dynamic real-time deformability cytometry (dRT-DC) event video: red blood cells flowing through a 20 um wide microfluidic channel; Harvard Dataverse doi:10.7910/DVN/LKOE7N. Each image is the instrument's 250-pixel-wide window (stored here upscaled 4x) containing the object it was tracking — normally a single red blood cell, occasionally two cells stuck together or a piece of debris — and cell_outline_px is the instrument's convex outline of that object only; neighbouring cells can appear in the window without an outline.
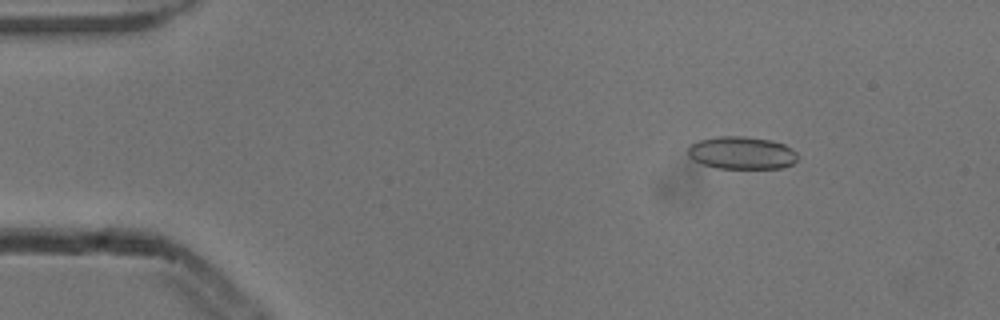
{"species": "common noctule bat (a hibernating species)", "species_latin": "Nyctalus noctula", "temperature_condition": "cold", "stored_images_in_passage": 5, "camera_frame_rate_fps": 3000, "um_per_image_px": 0.085, "animal": {"sex": "male", "body_mass_g": 13.3}, "frame": {"image": 1, "passage_image": 2, "time_ms": 0.333, "image_size_px": [1000, 320], "cell_outline_px": [[796, 160], [792, 164], [784, 168], [716, 168], [700, 164], [692, 160], [688, 156], [688, 148], [692, 144], [700, 140], [716, 136], [744, 136], [772, 140], [784, 144], [796, 152]], "centroid_in_image_um": [63.02, 13.0], "position_along_channel_um": 22.0, "area_um2": 20.98}}
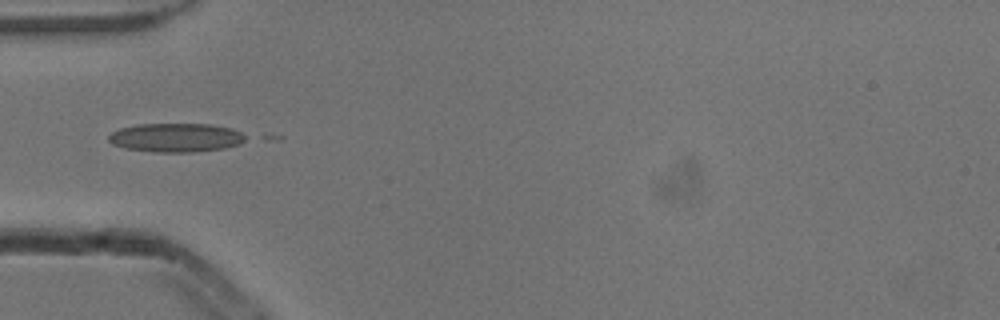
{"frame": {"image": 2, "passage_image": 4, "time_ms": 1.0, "image_size_px": [1000, 320], "cell_outline_px": [[248, 140], [240, 144], [224, 148], [192, 152], [152, 152], [124, 148], [112, 144], [108, 140], [108, 136], [112, 132], [120, 128], [136, 124], [208, 124], [232, 128], [248, 136]], "centroid_in_image_um": [14.97, 11.7], "position_along_channel_um": 70.0, "area_um2": 23.24}}
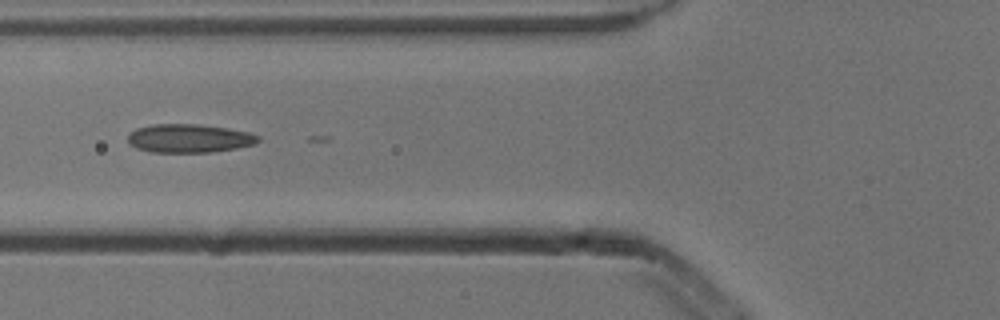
{"frame": {"image": 3, "passage_image": 5, "time_ms": 1.333, "image_size_px": [1000, 320], "cell_outline_px": [[260, 140], [256, 144], [236, 148], [212, 152], [148, 152], [136, 148], [128, 144], [128, 136], [136, 128], [152, 124], [196, 124], [228, 128], [248, 132], [260, 136]], "centroid_in_image_um": [16.07, 11.76], "position_along_channel_um": 109.7, "area_um2": 21.79}}